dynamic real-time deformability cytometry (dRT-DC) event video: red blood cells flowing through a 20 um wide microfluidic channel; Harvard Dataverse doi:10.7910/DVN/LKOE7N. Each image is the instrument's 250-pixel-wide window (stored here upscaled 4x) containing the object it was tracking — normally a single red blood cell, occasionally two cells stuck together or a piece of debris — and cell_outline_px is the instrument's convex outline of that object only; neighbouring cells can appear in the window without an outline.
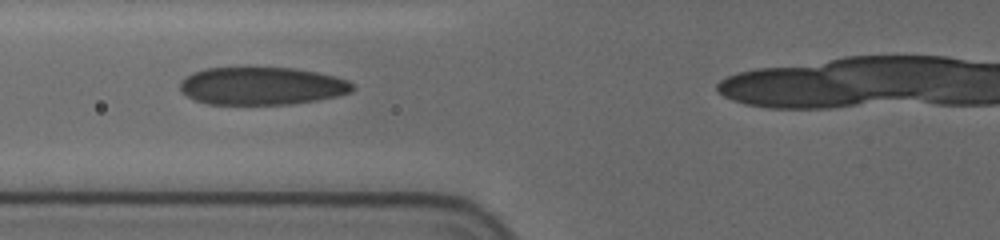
{"species": "human", "species_latin": "Homo sapiens", "temperature_condition": "cold", "stored_images_in_passage": 43, "camera_frame_rate_fps": 3000, "um_per_image_px": 0.085, "donor": {"sex": "female"}, "frame": {"image": 1, "passage_image": 16, "time_ms": 5.0, "image_size_px": [1000, 240], "cell_outline_px": [[352, 92], [336, 96], [316, 100], [292, 104], [208, 104], [192, 100], [180, 92], [180, 80], [184, 76], [192, 72], [204, 68], [296, 68], [316, 72], [348, 80], [352, 84]], "centroid_in_image_um": [22.17, 7.31], "position_along_channel_um": 103.6, "area_um2": 38.09}}
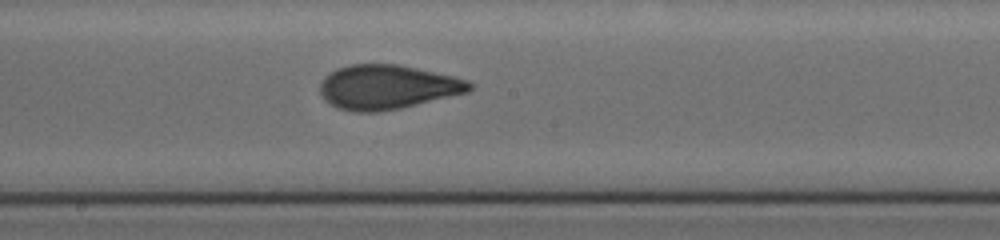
{"frame": {"image": 2, "passage_image": 25, "time_ms": 8.0, "image_size_px": [1000, 240], "cell_outline_px": [[472, 88], [468, 92], [400, 108], [380, 112], [352, 112], [340, 108], [324, 100], [320, 92], [320, 84], [324, 76], [340, 68], [352, 64], [396, 64], [416, 68], [452, 76], [468, 80], [472, 84]], "centroid_in_image_um": [32.91, 7.41], "position_along_channel_um": 215.3, "area_um2": 38.26}}
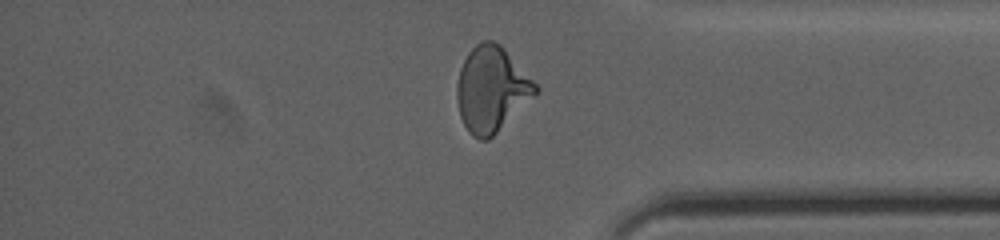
{"frame": {"image": 3, "passage_image": 40, "time_ms": 13.0, "image_size_px": [1000, 240], "cell_outline_px": [[540, 88], [488, 140], [480, 140], [472, 136], [468, 132], [460, 116], [456, 100], [456, 84], [460, 68], [468, 52], [480, 40], [492, 40], [500, 44], [504, 48]], "centroid_in_image_um": [41.72, 7.56], "position_along_channel_um": 393.5, "area_um2": 38.49}}